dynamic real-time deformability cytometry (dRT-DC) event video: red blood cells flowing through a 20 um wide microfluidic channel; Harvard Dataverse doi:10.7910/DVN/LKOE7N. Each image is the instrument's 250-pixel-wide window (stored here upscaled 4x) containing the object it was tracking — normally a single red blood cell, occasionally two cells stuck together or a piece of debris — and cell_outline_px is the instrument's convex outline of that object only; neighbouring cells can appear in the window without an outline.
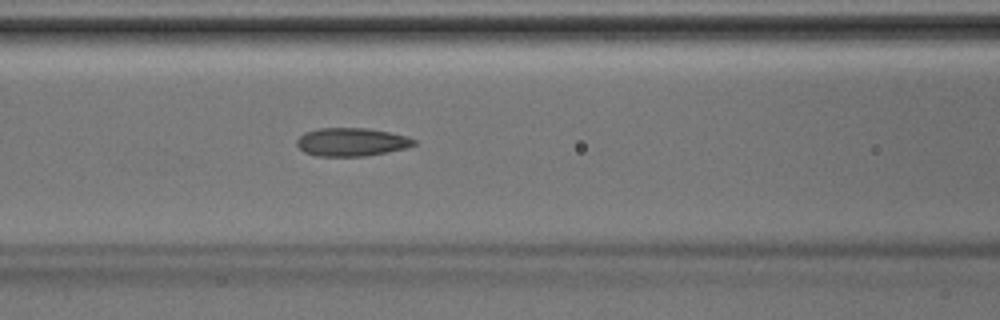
{"species": "Egyptian fruit bat (a non-hibernating species)", "species_latin": "Rousettus aegyptiacus", "temperature_condition": "room temperature", "stored_images_in_passage": 7, "camera_frame_rate_fps": 3000, "um_per_image_px": 0.085, "animal": {"sex": "male"}, "frame": {"image": 1, "passage_image": 6, "time_ms": 1.667, "image_size_px": [1000, 320], "cell_outline_px": [[416, 144], [408, 148], [388, 152], [364, 156], [316, 156], [304, 152], [296, 144], [296, 140], [304, 132], [320, 128], [364, 128], [388, 132], [408, 136], [416, 140]], "centroid_in_image_um": [29.89, 12.07], "position_along_channel_um": 136.7, "area_um2": 19.36}}